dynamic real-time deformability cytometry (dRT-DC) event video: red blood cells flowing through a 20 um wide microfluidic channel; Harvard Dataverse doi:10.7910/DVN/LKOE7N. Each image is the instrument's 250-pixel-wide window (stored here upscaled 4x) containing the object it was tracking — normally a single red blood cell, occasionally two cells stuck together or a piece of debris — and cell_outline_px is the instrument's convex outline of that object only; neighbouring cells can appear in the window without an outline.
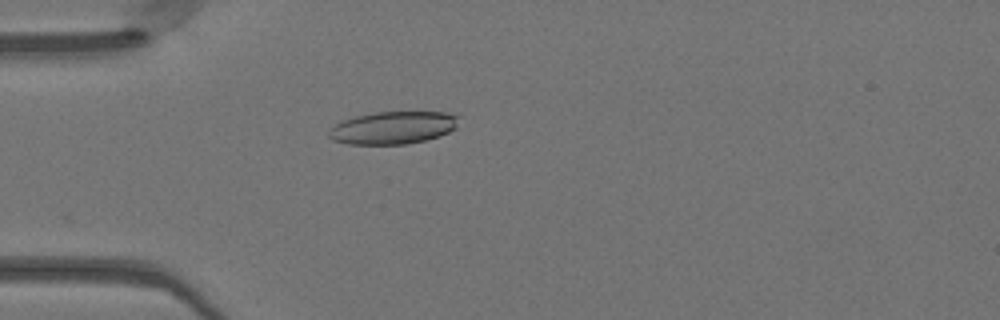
{"species": "Egyptian fruit bat (a non-hibernating species)", "species_latin": "Rousettus aegyptiacus", "temperature_condition": "warm", "stored_images_in_passage": 49, "camera_frame_rate_fps": 3000, "um_per_image_px": 0.085, "animal": {"sex": "female"}, "frame": {"image": 1, "passage_image": 14, "time_ms": 4.333, "image_size_px": [1000, 320], "cell_outline_px": [[460, 116], [456, 128], [440, 136], [424, 140], [404, 144], [348, 144], [332, 140], [328, 136], [328, 132], [336, 124], [344, 120], [356, 116], [376, 112], [448, 112]], "centroid_in_image_um": [33.44, 10.85], "position_along_channel_um": 51.6, "area_um2": 24.62}}
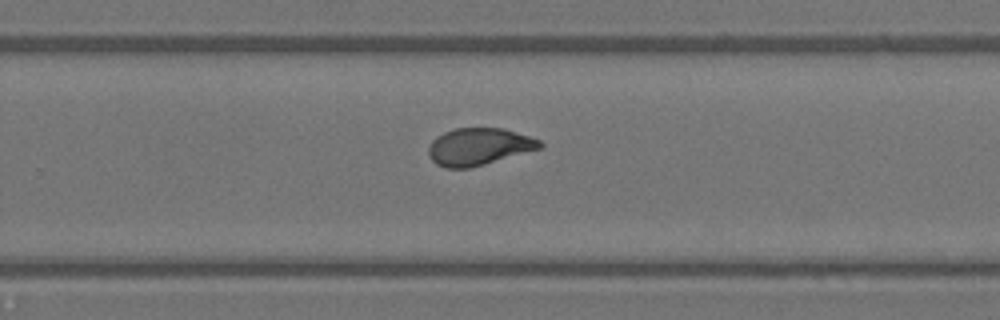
{"frame": {"image": 2, "passage_image": 32, "time_ms": 10.333, "image_size_px": [1000, 320], "cell_outline_px": [[544, 144], [540, 148], [484, 164], [468, 168], [444, 168], [436, 164], [428, 156], [428, 148], [432, 140], [436, 136], [444, 132], [456, 128], [504, 128], [540, 140]], "centroid_in_image_um": [40.66, 12.46], "position_along_channel_um": 289.1, "area_um2": 23.99}}
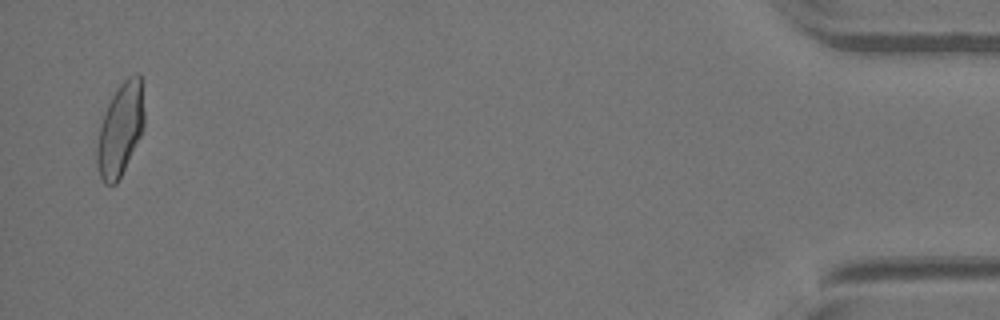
{"frame": {"image": 3, "passage_image": 48, "time_ms": 15.667, "image_size_px": [1000, 320], "cell_outline_px": [[144, 128], [116, 184], [104, 184], [100, 176], [96, 160], [96, 148], [100, 124], [104, 112], [112, 96], [120, 84], [128, 76], [136, 72], [140, 76], [144, 112]], "centroid_in_image_um": [10.21, 10.98], "position_along_channel_um": 425.0, "area_um2": 25.26}, "authors_computed_cell_mechanics": {"area_um2": 24.6228, "velocity_mm_per_s": 4.1305, "shape_relaxation_time_tau1_ms": 4.6618, "shape_relaxation_time_tau2_ms": 0.9657, "deformation_change_tau1": 0.1718, "deformation_change_tau2": 0.0624}}